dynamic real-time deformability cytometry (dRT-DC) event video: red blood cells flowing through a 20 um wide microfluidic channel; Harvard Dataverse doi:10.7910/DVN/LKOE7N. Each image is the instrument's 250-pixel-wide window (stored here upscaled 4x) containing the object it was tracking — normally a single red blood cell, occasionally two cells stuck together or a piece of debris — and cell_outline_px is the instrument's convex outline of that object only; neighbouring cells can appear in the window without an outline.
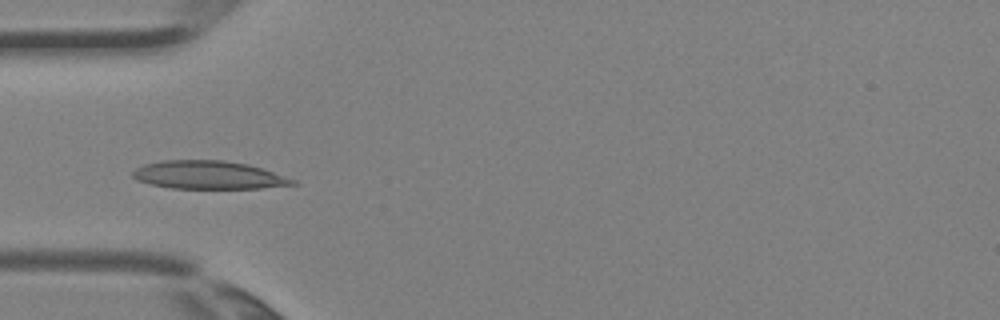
{"species": "Egyptian fruit bat (a non-hibernating species)", "species_latin": "Rousettus aegyptiacus", "temperature_condition": "room temperature", "stored_images_in_passage": 4, "camera_frame_rate_fps": 3000, "um_per_image_px": 0.085, "animal": {"sex": "female"}, "frame": {"image": 1, "passage_image": 4, "time_ms": 1.0, "image_size_px": [1000, 320], "cell_outline_px": [[300, 184], [260, 188], [172, 188], [152, 184], [136, 180], [132, 176], [132, 172], [136, 168], [144, 164], [160, 160], [224, 160], [248, 164], [296, 180]], "centroid_in_image_um": [17.71, 14.87], "position_along_channel_um": 67.3, "area_um2": 26.13}}